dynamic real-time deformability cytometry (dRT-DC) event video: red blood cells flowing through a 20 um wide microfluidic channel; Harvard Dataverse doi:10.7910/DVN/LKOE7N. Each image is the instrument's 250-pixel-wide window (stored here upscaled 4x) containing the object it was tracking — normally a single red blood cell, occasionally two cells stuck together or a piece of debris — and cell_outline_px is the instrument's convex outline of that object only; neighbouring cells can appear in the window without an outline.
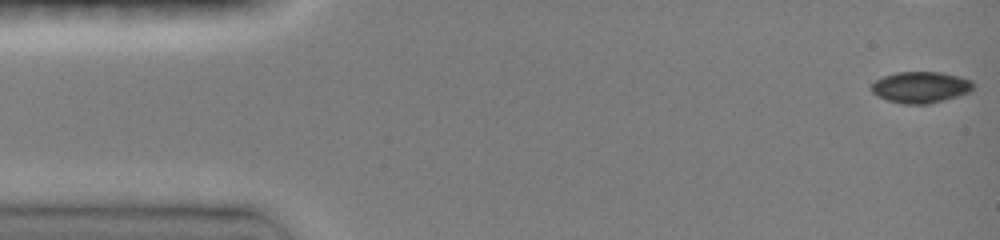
{"species": "common noctule bat (a hibernating species)", "species_latin": "Nyctalus noctula", "temperature_condition": "room temperature", "stored_images_in_passage": 23, "camera_frame_rate_fps": 3000, "um_per_image_px": 0.085, "animal": {"sex": "female", "body_mass_g": 19.0, "forearm_length_mm": 51.5}, "frame": {"image": 1, "passage_image": 1, "time_ms": 0.0, "image_size_px": [1000, 240], "cell_outline_px": [[976, 84], [968, 92], [956, 96], [928, 104], [904, 104], [888, 100], [876, 96], [872, 92], [872, 84], [876, 80], [884, 76], [896, 72], [940, 72], [972, 80]], "centroid_in_image_um": [78.24, 7.41], "position_along_channel_um": 6.8, "area_um2": 18.38}}